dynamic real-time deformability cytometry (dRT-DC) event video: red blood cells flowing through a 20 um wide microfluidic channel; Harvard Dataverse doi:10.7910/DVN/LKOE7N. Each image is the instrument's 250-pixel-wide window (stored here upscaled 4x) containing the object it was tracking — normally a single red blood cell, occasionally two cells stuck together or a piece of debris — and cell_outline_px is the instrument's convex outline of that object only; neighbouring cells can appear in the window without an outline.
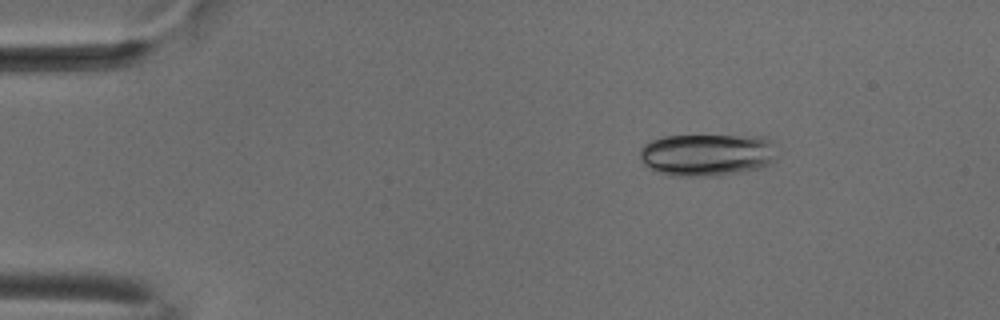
{"species": "common noctule bat (a hibernating species)", "species_latin": "Nyctalus noctula", "temperature_condition": "cold", "stored_images_in_passage": 51, "camera_frame_rate_fps": 3000, "um_per_image_px": 0.085, "animal": {"sex": "male", "body_mass_g": 18.8}, "frame": {"image": 1, "passage_image": 7, "time_ms": 2.0, "image_size_px": [1000, 320], "cell_outline_px": [[784, 152], [772, 164], [764, 168], [720, 176], [668, 176], [656, 172], [648, 168], [644, 164], [640, 156], [640, 148], [644, 144], [652, 140], [664, 136], [768, 136]], "centroid_in_image_um": [60.25, 13.17], "position_along_channel_um": 24.8, "area_um2": 35.2}}
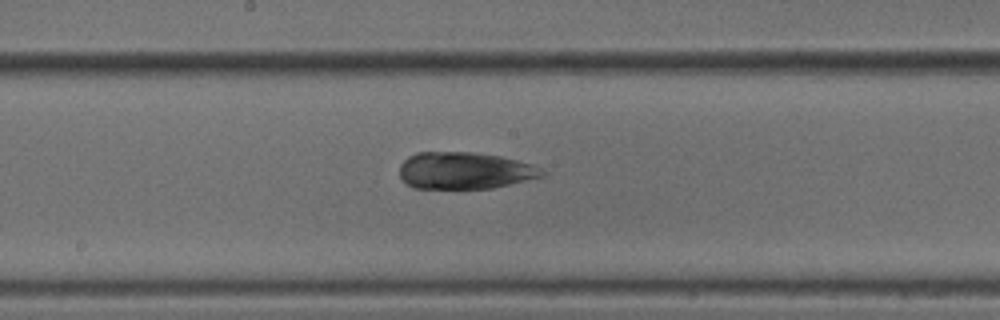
{"frame": {"image": 2, "passage_image": 27, "time_ms": 8.667, "image_size_px": [1000, 320], "cell_outline_px": [[548, 172], [544, 176], [492, 188], [412, 188], [400, 176], [400, 164], [408, 156], [416, 152], [472, 152], [500, 156], [532, 164]], "centroid_in_image_um": [39.5, 14.49], "position_along_channel_um": 208.7, "area_um2": 30.63}}
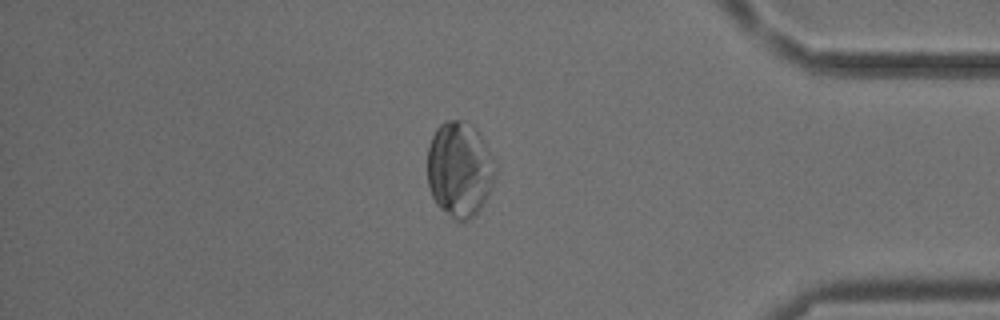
{"frame": {"image": 3, "passage_image": 44, "time_ms": 14.333, "image_size_px": [1000, 320], "cell_outline_px": [[496, 172], [488, 196], [476, 216], [464, 224], [456, 220], [440, 208], [436, 204], [432, 196], [428, 184], [428, 148], [432, 136], [436, 128], [444, 120], [464, 120], [480, 132]], "centroid_in_image_um": [39.04, 14.42], "position_along_channel_um": 396.2, "area_um2": 37.8}}